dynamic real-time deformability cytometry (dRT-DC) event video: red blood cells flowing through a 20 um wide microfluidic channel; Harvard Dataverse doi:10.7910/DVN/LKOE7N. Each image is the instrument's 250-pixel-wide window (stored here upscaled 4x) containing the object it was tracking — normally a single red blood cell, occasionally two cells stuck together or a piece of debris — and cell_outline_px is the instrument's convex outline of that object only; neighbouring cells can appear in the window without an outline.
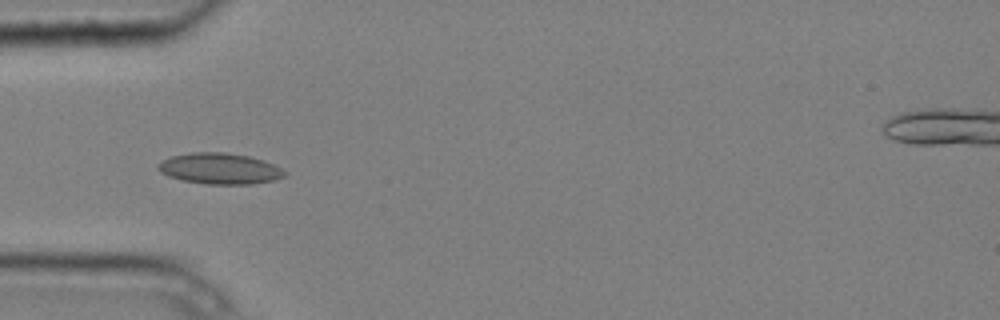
{"species": "common noctule bat (a hibernating species)", "species_latin": "Nyctalus noctula", "temperature_condition": "cold", "stored_images_in_passage": 10, "camera_frame_rate_fps": 3000, "um_per_image_px": 0.085, "animal": {"sex": "male", "body_mass_g": 20.4}, "frame": {"image": 1, "passage_image": 5, "time_ms": 1.333, "image_size_px": [1000, 320], "cell_outline_px": [[288, 172], [284, 176], [276, 180], [252, 184], [204, 184], [184, 180], [168, 176], [160, 172], [156, 168], [156, 164], [172, 156], [192, 152], [224, 152], [248, 156], [264, 160]], "centroid_in_image_um": [18.68, 14.33], "position_along_channel_um": 66.3, "area_um2": 22.89}}
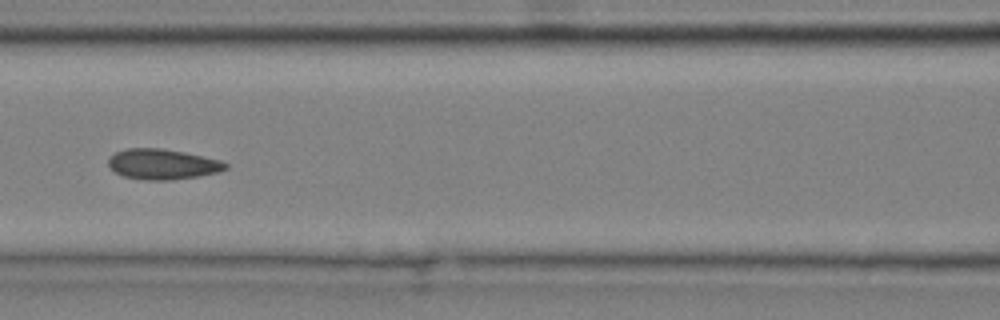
{"frame": {"image": 2, "passage_image": 7, "time_ms": 2.0, "image_size_px": [1000, 320], "cell_outline_px": [[228, 168], [220, 172], [200, 176], [172, 180], [144, 180], [124, 176], [116, 172], [108, 164], [108, 156], [116, 152], [128, 148], [164, 148], [184, 152], [220, 160], [228, 164]], "centroid_in_image_um": [13.83, 13.96], "position_along_channel_um": 152.8, "area_um2": 20.87}}
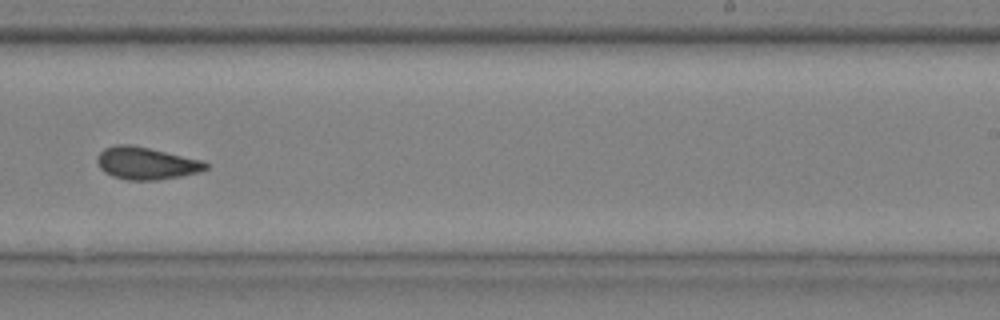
{"frame": {"image": 3, "passage_image": 10, "time_ms": 3.0, "image_size_px": [1000, 320], "cell_outline_px": [[208, 168], [200, 172], [180, 176], [156, 180], [128, 180], [112, 176], [104, 172], [100, 168], [96, 160], [96, 156], [104, 148], [116, 144], [132, 144], [204, 160], [208, 164]], "centroid_in_image_um": [12.42, 13.86], "position_along_channel_um": 276.6, "area_um2": 20.69}}